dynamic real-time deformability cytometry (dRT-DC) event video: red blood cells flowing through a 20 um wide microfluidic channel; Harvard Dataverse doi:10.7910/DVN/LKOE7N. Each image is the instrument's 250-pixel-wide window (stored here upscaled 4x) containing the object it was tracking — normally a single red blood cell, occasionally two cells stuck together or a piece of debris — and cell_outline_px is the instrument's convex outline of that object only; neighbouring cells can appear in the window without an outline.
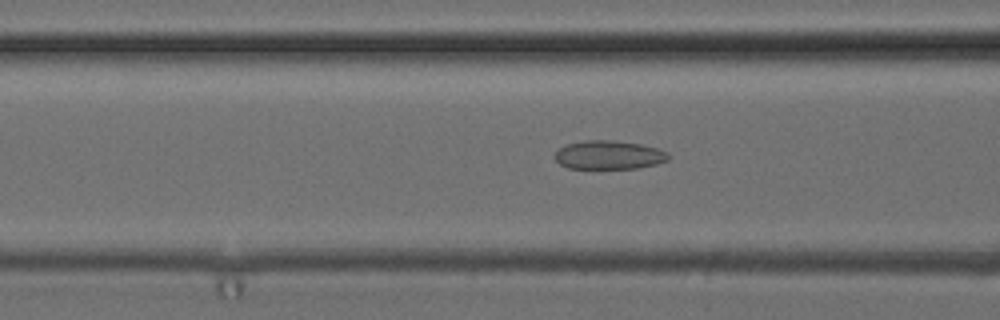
{"species": "common noctule bat (a hibernating species)", "species_latin": "Nyctalus noctula", "temperature_condition": "cold", "stored_images_in_passage": 44, "camera_frame_rate_fps": 3000, "um_per_image_px": 0.085, "animal": {"sex": "female", "body_mass_g": 24.6, "forearm_length_mm": 56.2}, "frame": {"image": 1, "passage_image": 13, "time_ms": 4.0, "image_size_px": [1000, 320], "cell_outline_px": [[668, 160], [656, 164], [636, 168], [568, 168], [560, 164], [552, 156], [564, 144], [584, 140], [612, 140], [640, 144], [656, 148], [668, 152]], "centroid_in_image_um": [51.71, 13.16], "position_along_channel_um": 114.9, "area_um2": 18.96}}
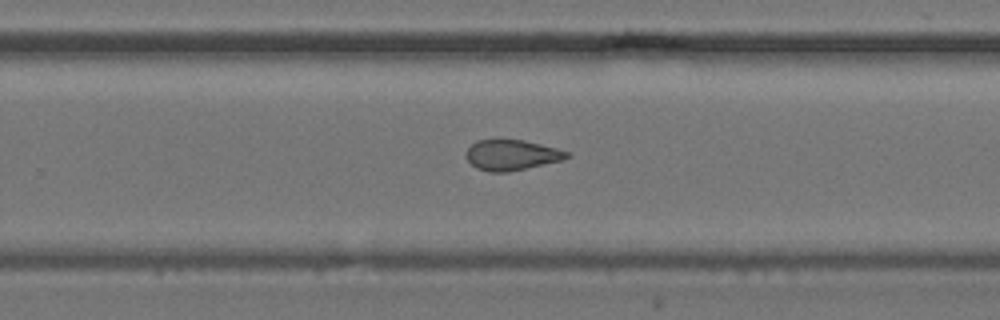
{"frame": {"image": 2, "passage_image": 26, "time_ms": 8.333, "image_size_px": [1000, 320], "cell_outline_px": [[572, 156], [564, 160], [508, 172], [488, 172], [476, 168], [464, 156], [464, 152], [476, 140], [524, 140], [556, 148], [568, 152]], "centroid_in_image_um": [43.48, 13.18], "position_along_channel_um": 286.3, "area_um2": 17.98}}
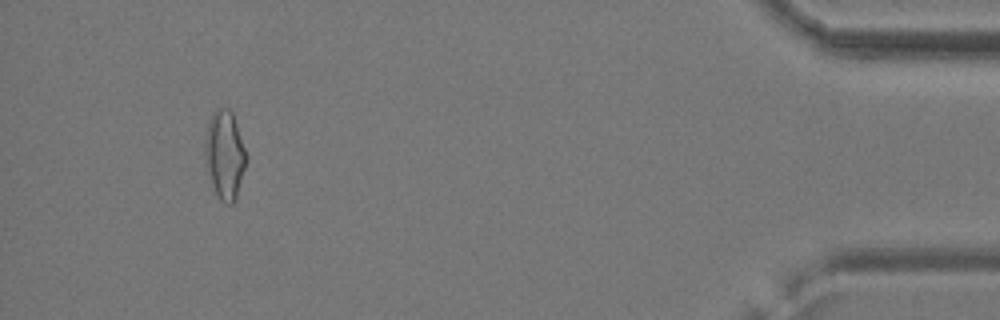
{"frame": {"image": 3, "passage_image": 41, "time_ms": 13.333, "image_size_px": [1000, 320], "cell_outline_px": [[248, 160], [236, 196], [232, 204], [224, 204], [220, 200], [216, 192], [204, 160], [204, 144], [208, 120], [212, 112], [216, 108], [228, 108], [232, 112], [248, 156]], "centroid_in_image_um": [19.1, 13.12], "position_along_channel_um": 416.1, "area_um2": 21.39}, "authors_computed_cell_mechanics": {"area_um2": 19.0162, "velocity_mm_per_s": 3.9595, "shape_relaxation_time_tau1_ms": null, "shape_relaxation_time_tau2_ms": 2.1882, "deformation_change_tau1": null, "deformation_change_tau2": 0.0914}}